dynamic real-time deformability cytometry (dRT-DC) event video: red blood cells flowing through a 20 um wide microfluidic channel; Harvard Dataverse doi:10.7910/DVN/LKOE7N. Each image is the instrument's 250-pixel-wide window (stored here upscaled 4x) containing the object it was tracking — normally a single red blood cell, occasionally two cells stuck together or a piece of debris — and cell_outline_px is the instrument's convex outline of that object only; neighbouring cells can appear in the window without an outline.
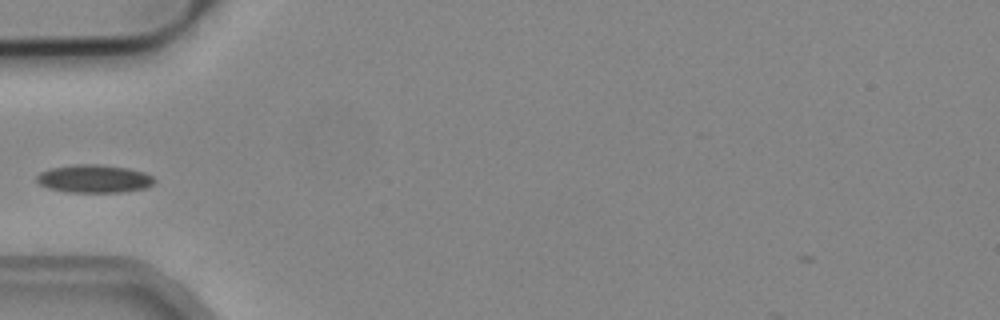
{"species": "common noctule bat (a hibernating species)", "species_latin": "Nyctalus noctula", "temperature_condition": "cold", "stored_images_in_passage": 2, "camera_frame_rate_fps": 3000, "um_per_image_px": 0.085, "animal": {"sex": "male", "body_mass_g": 19.2, "forearm_length_mm": 51.8}, "frame": {"image": 1, "passage_image": 2, "time_ms": 0.333, "image_size_px": [1000, 320], "cell_outline_px": [[156, 180], [152, 184], [144, 188], [124, 192], [68, 192], [48, 188], [40, 184], [36, 180], [36, 176], [40, 172], [48, 168], [72, 164], [100, 164], [128, 168], [144, 172], [152, 176]], "centroid_in_image_um": [7.97, 15.18], "position_along_channel_um": 77.0, "area_um2": 19.36}}